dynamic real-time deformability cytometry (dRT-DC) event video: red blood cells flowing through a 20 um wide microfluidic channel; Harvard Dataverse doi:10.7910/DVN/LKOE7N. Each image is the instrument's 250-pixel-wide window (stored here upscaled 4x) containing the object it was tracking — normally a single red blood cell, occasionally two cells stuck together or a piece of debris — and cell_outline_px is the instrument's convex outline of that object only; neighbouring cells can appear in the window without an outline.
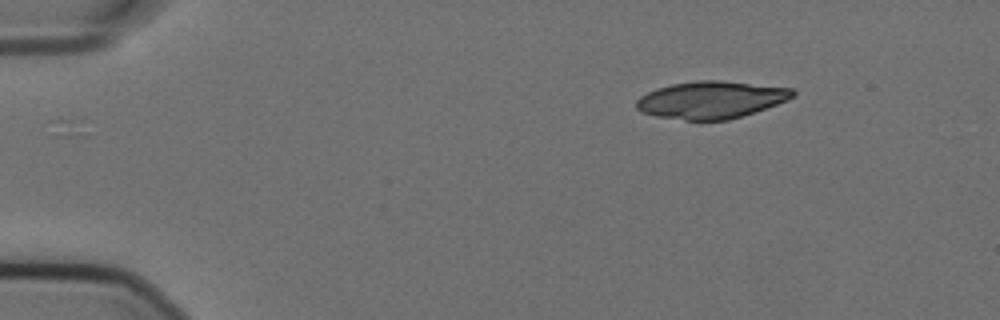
{"species": "Egyptian fruit bat (a non-hibernating species)", "species_latin": "Rousettus aegyptiacus", "temperature_condition": "cold", "stored_images_in_passage": 47, "camera_frame_rate_fps": 3000, "um_per_image_px": 0.085, "animal": {"sex": "female"}, "frame": {"image": 1, "passage_image": 1, "time_ms": 0.0, "image_size_px": [1000, 320], "cell_outline_px": [[796, 96], [788, 100], [728, 120], [684, 120], [656, 116], [640, 112], [636, 108], [636, 100], [640, 96], [656, 88], [672, 84], [696, 80], [720, 80], [792, 88], [796, 92]], "centroid_in_image_um": [60.42, 8.48], "position_along_channel_um": 24.6, "area_um2": 33.93}}